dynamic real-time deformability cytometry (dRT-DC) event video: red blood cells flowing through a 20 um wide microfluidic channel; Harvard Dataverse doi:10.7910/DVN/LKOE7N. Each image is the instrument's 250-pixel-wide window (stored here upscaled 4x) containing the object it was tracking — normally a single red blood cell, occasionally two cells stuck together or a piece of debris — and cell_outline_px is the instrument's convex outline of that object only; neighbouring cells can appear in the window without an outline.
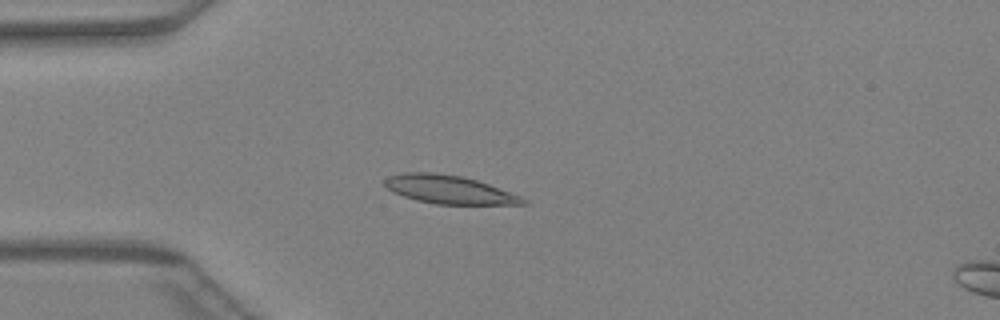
{"species": "Egyptian fruit bat (a non-hibernating species)", "species_latin": "Rousettus aegyptiacus", "temperature_condition": "warm", "stored_images_in_passage": 47, "camera_frame_rate_fps": 3000, "um_per_image_px": 0.085, "animal": {"sex": "female"}, "frame": {"image": 1, "passage_image": 13, "time_ms": 4.0, "image_size_px": [1000, 320], "cell_outline_px": [[528, 204], [436, 204], [416, 200], [392, 192], [384, 184], [384, 180], [388, 176], [404, 172], [432, 172], [464, 176], [488, 184], [520, 196], [528, 200]], "centroid_in_image_um": [38.15, 16.1], "position_along_channel_um": 46.9, "area_um2": 22.77}}
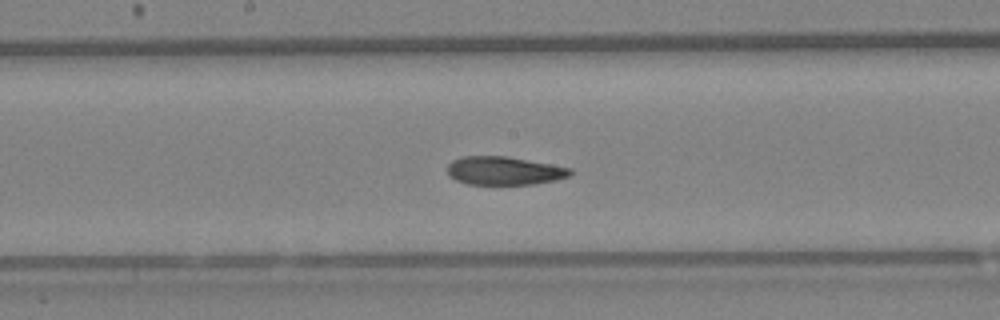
{"frame": {"image": 2, "passage_image": 25, "time_ms": 8.0, "image_size_px": [1000, 320], "cell_outline_px": [[572, 172], [568, 176], [556, 180], [532, 184], [468, 184], [456, 180], [448, 176], [448, 164], [452, 160], [460, 156], [508, 156], [572, 168]], "centroid_in_image_um": [42.83, 14.5], "position_along_channel_um": 205.4, "area_um2": 20.35}}
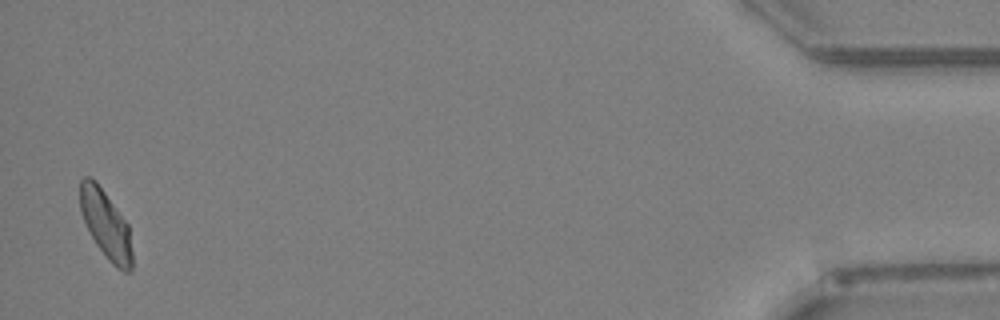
{"frame": {"image": 3, "passage_image": 46, "time_ms": 15.0, "image_size_px": [1000, 320], "cell_outline_px": [[132, 272], [124, 272], [116, 268], [108, 260], [96, 244], [80, 212], [80, 180], [84, 176], [92, 176], [96, 180], [128, 224], [132, 252]], "centroid_in_image_um": [9.0, 19.08], "position_along_channel_um": 426.2, "area_um2": 20.75}}